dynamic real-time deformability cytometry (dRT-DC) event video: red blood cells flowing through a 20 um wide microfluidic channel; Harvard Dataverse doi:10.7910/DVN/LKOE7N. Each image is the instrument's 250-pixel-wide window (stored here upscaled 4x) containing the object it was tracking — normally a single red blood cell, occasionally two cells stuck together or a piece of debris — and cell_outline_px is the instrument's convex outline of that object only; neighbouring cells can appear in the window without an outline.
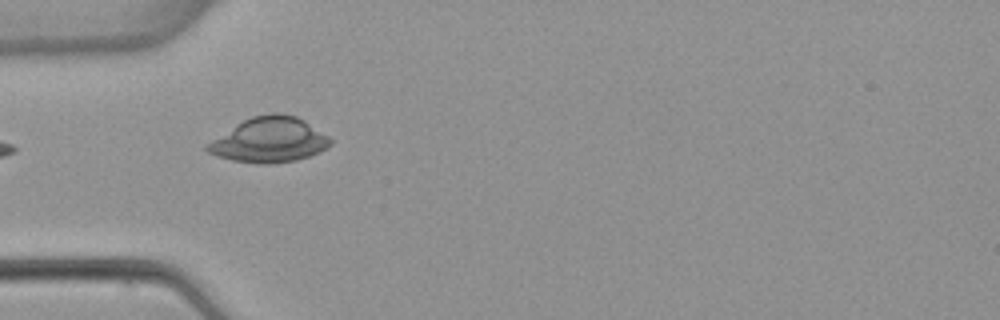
{"species": "common noctule bat (a hibernating species)", "species_latin": "Nyctalus noctula", "temperature_condition": "warm", "stored_images_in_passage": 3, "camera_frame_rate_fps": 3000, "um_per_image_px": 0.085, "animal": {"sex": "female", "body_mass_g": 22.7, "forearm_length_mm": 54.2}, "frame": {"image": 1, "passage_image": 3, "time_ms": 2.667, "image_size_px": [1000, 320], "cell_outline_px": [[332, 144], [320, 152], [296, 160], [268, 164], [264, 164], [232, 160], [216, 156], [208, 152], [204, 148], [204, 144], [244, 120], [252, 116], [272, 112], [280, 112], [296, 116], [304, 120], [328, 136], [332, 140]], "centroid_in_image_um": [22.88, 11.89], "position_along_channel_um": 62.1, "area_um2": 32.25}}